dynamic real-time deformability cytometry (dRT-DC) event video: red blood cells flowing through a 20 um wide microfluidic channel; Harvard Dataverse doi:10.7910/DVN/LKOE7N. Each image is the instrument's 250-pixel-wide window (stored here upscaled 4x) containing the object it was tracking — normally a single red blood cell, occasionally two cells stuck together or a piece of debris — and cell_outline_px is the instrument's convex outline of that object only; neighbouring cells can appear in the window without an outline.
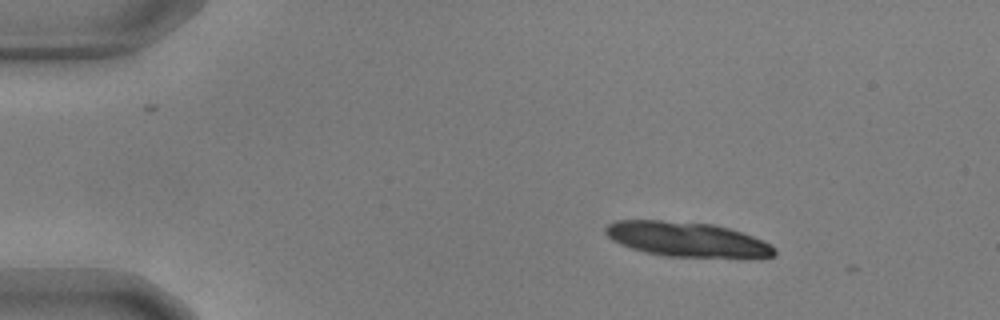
{"species": "common noctule bat (a hibernating species)", "species_latin": "Nyctalus noctula", "temperature_condition": "warm", "stored_images_in_passage": 3, "camera_frame_rate_fps": 3000, "um_per_image_px": 0.085, "animal": {"sex": "male", "body_mass_g": 17.9, "forearm_length_mm": 54.2}, "frame": {"image": 1, "passage_image": 1, "time_ms": 0.0, "image_size_px": [1000, 320], "cell_outline_px": [[776, 256], [668, 256], [644, 252], [620, 244], [612, 240], [604, 232], [604, 228], [608, 224], [616, 220], [660, 220], [712, 224], [728, 228], [764, 240], [776, 248]], "centroid_in_image_um": [58.32, 20.32], "position_along_channel_um": 26.7, "area_um2": 33.58}}